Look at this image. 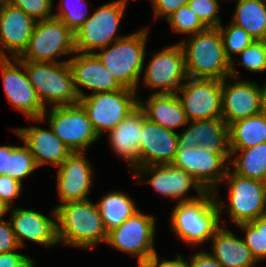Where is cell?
I'll return each mask as SVG.
<instances>
[{
	"instance_id": "obj_6",
	"label": "cell",
	"mask_w": 266,
	"mask_h": 267,
	"mask_svg": "<svg viewBox=\"0 0 266 267\" xmlns=\"http://www.w3.org/2000/svg\"><path fill=\"white\" fill-rule=\"evenodd\" d=\"M138 91L123 87L111 92L85 95L78 103L84 108L98 136L118 126L138 105Z\"/></svg>"
},
{
	"instance_id": "obj_36",
	"label": "cell",
	"mask_w": 266,
	"mask_h": 267,
	"mask_svg": "<svg viewBox=\"0 0 266 267\" xmlns=\"http://www.w3.org/2000/svg\"><path fill=\"white\" fill-rule=\"evenodd\" d=\"M166 20L170 23L172 30L189 36L207 29L188 5L177 9Z\"/></svg>"
},
{
	"instance_id": "obj_18",
	"label": "cell",
	"mask_w": 266,
	"mask_h": 267,
	"mask_svg": "<svg viewBox=\"0 0 266 267\" xmlns=\"http://www.w3.org/2000/svg\"><path fill=\"white\" fill-rule=\"evenodd\" d=\"M232 79L236 81L228 83ZM238 80L232 76L222 80V119L228 126L237 120L260 114L259 85L251 80Z\"/></svg>"
},
{
	"instance_id": "obj_29",
	"label": "cell",
	"mask_w": 266,
	"mask_h": 267,
	"mask_svg": "<svg viewBox=\"0 0 266 267\" xmlns=\"http://www.w3.org/2000/svg\"><path fill=\"white\" fill-rule=\"evenodd\" d=\"M96 204L107 232L120 226L139 211L133 199L120 191L109 192Z\"/></svg>"
},
{
	"instance_id": "obj_3",
	"label": "cell",
	"mask_w": 266,
	"mask_h": 267,
	"mask_svg": "<svg viewBox=\"0 0 266 267\" xmlns=\"http://www.w3.org/2000/svg\"><path fill=\"white\" fill-rule=\"evenodd\" d=\"M179 43L184 53L187 77L222 81L231 76V62L226 57L218 28H207Z\"/></svg>"
},
{
	"instance_id": "obj_40",
	"label": "cell",
	"mask_w": 266,
	"mask_h": 267,
	"mask_svg": "<svg viewBox=\"0 0 266 267\" xmlns=\"http://www.w3.org/2000/svg\"><path fill=\"white\" fill-rule=\"evenodd\" d=\"M23 183L11 178L8 175H0V200L10 208L13 207V201L20 196Z\"/></svg>"
},
{
	"instance_id": "obj_35",
	"label": "cell",
	"mask_w": 266,
	"mask_h": 267,
	"mask_svg": "<svg viewBox=\"0 0 266 267\" xmlns=\"http://www.w3.org/2000/svg\"><path fill=\"white\" fill-rule=\"evenodd\" d=\"M37 169L33 155L27 147L16 146L9 157L7 175L22 183V180Z\"/></svg>"
},
{
	"instance_id": "obj_42",
	"label": "cell",
	"mask_w": 266,
	"mask_h": 267,
	"mask_svg": "<svg viewBox=\"0 0 266 267\" xmlns=\"http://www.w3.org/2000/svg\"><path fill=\"white\" fill-rule=\"evenodd\" d=\"M153 5L154 18L165 17L167 19L177 9L187 5L189 0H150Z\"/></svg>"
},
{
	"instance_id": "obj_5",
	"label": "cell",
	"mask_w": 266,
	"mask_h": 267,
	"mask_svg": "<svg viewBox=\"0 0 266 267\" xmlns=\"http://www.w3.org/2000/svg\"><path fill=\"white\" fill-rule=\"evenodd\" d=\"M23 65L45 109L47 104L53 107L78 103L79 97L67 59L59 62L23 61Z\"/></svg>"
},
{
	"instance_id": "obj_32",
	"label": "cell",
	"mask_w": 266,
	"mask_h": 267,
	"mask_svg": "<svg viewBox=\"0 0 266 267\" xmlns=\"http://www.w3.org/2000/svg\"><path fill=\"white\" fill-rule=\"evenodd\" d=\"M218 29L222 37L226 57L231 62L230 75L233 78H238V71L236 68H234V58L231 56V54H240L255 39L245 29L235 25L232 22L228 27L225 28H223V24H221Z\"/></svg>"
},
{
	"instance_id": "obj_49",
	"label": "cell",
	"mask_w": 266,
	"mask_h": 267,
	"mask_svg": "<svg viewBox=\"0 0 266 267\" xmlns=\"http://www.w3.org/2000/svg\"><path fill=\"white\" fill-rule=\"evenodd\" d=\"M10 207L0 200V220L9 212ZM7 212V213H6Z\"/></svg>"
},
{
	"instance_id": "obj_14",
	"label": "cell",
	"mask_w": 266,
	"mask_h": 267,
	"mask_svg": "<svg viewBox=\"0 0 266 267\" xmlns=\"http://www.w3.org/2000/svg\"><path fill=\"white\" fill-rule=\"evenodd\" d=\"M189 121L222 118V81L187 77L177 90Z\"/></svg>"
},
{
	"instance_id": "obj_20",
	"label": "cell",
	"mask_w": 266,
	"mask_h": 267,
	"mask_svg": "<svg viewBox=\"0 0 266 267\" xmlns=\"http://www.w3.org/2000/svg\"><path fill=\"white\" fill-rule=\"evenodd\" d=\"M9 211L11 213L10 216H12L11 226L21 248L26 240L46 248L58 244L55 208L52 211L53 218L28 209L12 207Z\"/></svg>"
},
{
	"instance_id": "obj_39",
	"label": "cell",
	"mask_w": 266,
	"mask_h": 267,
	"mask_svg": "<svg viewBox=\"0 0 266 267\" xmlns=\"http://www.w3.org/2000/svg\"><path fill=\"white\" fill-rule=\"evenodd\" d=\"M11 5L23 10L35 21H42L54 17L52 0H5Z\"/></svg>"
},
{
	"instance_id": "obj_11",
	"label": "cell",
	"mask_w": 266,
	"mask_h": 267,
	"mask_svg": "<svg viewBox=\"0 0 266 267\" xmlns=\"http://www.w3.org/2000/svg\"><path fill=\"white\" fill-rule=\"evenodd\" d=\"M231 166L224 180H227L229 215L237 225L251 222L266 214V186L263 181L236 174ZM232 170V171H231Z\"/></svg>"
},
{
	"instance_id": "obj_9",
	"label": "cell",
	"mask_w": 266,
	"mask_h": 267,
	"mask_svg": "<svg viewBox=\"0 0 266 267\" xmlns=\"http://www.w3.org/2000/svg\"><path fill=\"white\" fill-rule=\"evenodd\" d=\"M74 32L60 19L36 21L29 45L20 59L31 62H58L55 58L75 54Z\"/></svg>"
},
{
	"instance_id": "obj_27",
	"label": "cell",
	"mask_w": 266,
	"mask_h": 267,
	"mask_svg": "<svg viewBox=\"0 0 266 267\" xmlns=\"http://www.w3.org/2000/svg\"><path fill=\"white\" fill-rule=\"evenodd\" d=\"M211 254L223 267H254L257 263L242 238L220 226L212 237Z\"/></svg>"
},
{
	"instance_id": "obj_19",
	"label": "cell",
	"mask_w": 266,
	"mask_h": 267,
	"mask_svg": "<svg viewBox=\"0 0 266 267\" xmlns=\"http://www.w3.org/2000/svg\"><path fill=\"white\" fill-rule=\"evenodd\" d=\"M84 152H72L58 167L57 191L60 202L87 200L93 185V167Z\"/></svg>"
},
{
	"instance_id": "obj_28",
	"label": "cell",
	"mask_w": 266,
	"mask_h": 267,
	"mask_svg": "<svg viewBox=\"0 0 266 267\" xmlns=\"http://www.w3.org/2000/svg\"><path fill=\"white\" fill-rule=\"evenodd\" d=\"M266 142V116L261 113L229 125V148L241 150Z\"/></svg>"
},
{
	"instance_id": "obj_17",
	"label": "cell",
	"mask_w": 266,
	"mask_h": 267,
	"mask_svg": "<svg viewBox=\"0 0 266 267\" xmlns=\"http://www.w3.org/2000/svg\"><path fill=\"white\" fill-rule=\"evenodd\" d=\"M36 21L20 8L2 0L0 3V58H20L29 45Z\"/></svg>"
},
{
	"instance_id": "obj_30",
	"label": "cell",
	"mask_w": 266,
	"mask_h": 267,
	"mask_svg": "<svg viewBox=\"0 0 266 267\" xmlns=\"http://www.w3.org/2000/svg\"><path fill=\"white\" fill-rule=\"evenodd\" d=\"M235 8L232 23L255 40L266 41V0H237Z\"/></svg>"
},
{
	"instance_id": "obj_4",
	"label": "cell",
	"mask_w": 266,
	"mask_h": 267,
	"mask_svg": "<svg viewBox=\"0 0 266 267\" xmlns=\"http://www.w3.org/2000/svg\"><path fill=\"white\" fill-rule=\"evenodd\" d=\"M148 28L139 30L94 52L104 67L125 88L137 91L144 69Z\"/></svg>"
},
{
	"instance_id": "obj_48",
	"label": "cell",
	"mask_w": 266,
	"mask_h": 267,
	"mask_svg": "<svg viewBox=\"0 0 266 267\" xmlns=\"http://www.w3.org/2000/svg\"><path fill=\"white\" fill-rule=\"evenodd\" d=\"M35 261L29 256H24L15 266L13 267H35Z\"/></svg>"
},
{
	"instance_id": "obj_22",
	"label": "cell",
	"mask_w": 266,
	"mask_h": 267,
	"mask_svg": "<svg viewBox=\"0 0 266 267\" xmlns=\"http://www.w3.org/2000/svg\"><path fill=\"white\" fill-rule=\"evenodd\" d=\"M178 148V133L151 122L143 121L139 149V167L172 164Z\"/></svg>"
},
{
	"instance_id": "obj_37",
	"label": "cell",
	"mask_w": 266,
	"mask_h": 267,
	"mask_svg": "<svg viewBox=\"0 0 266 267\" xmlns=\"http://www.w3.org/2000/svg\"><path fill=\"white\" fill-rule=\"evenodd\" d=\"M240 65L250 72H263L266 70V41L254 40L240 54Z\"/></svg>"
},
{
	"instance_id": "obj_38",
	"label": "cell",
	"mask_w": 266,
	"mask_h": 267,
	"mask_svg": "<svg viewBox=\"0 0 266 267\" xmlns=\"http://www.w3.org/2000/svg\"><path fill=\"white\" fill-rule=\"evenodd\" d=\"M187 5L207 28H218L222 24L217 0H189Z\"/></svg>"
},
{
	"instance_id": "obj_12",
	"label": "cell",
	"mask_w": 266,
	"mask_h": 267,
	"mask_svg": "<svg viewBox=\"0 0 266 267\" xmlns=\"http://www.w3.org/2000/svg\"><path fill=\"white\" fill-rule=\"evenodd\" d=\"M230 158V153H214L202 146L187 145L178 146L172 164L194 177L207 191H216L230 167L227 161Z\"/></svg>"
},
{
	"instance_id": "obj_26",
	"label": "cell",
	"mask_w": 266,
	"mask_h": 267,
	"mask_svg": "<svg viewBox=\"0 0 266 267\" xmlns=\"http://www.w3.org/2000/svg\"><path fill=\"white\" fill-rule=\"evenodd\" d=\"M139 106L151 122L168 130L175 132V128L186 126L189 123L178 93H153L145 102L139 99Z\"/></svg>"
},
{
	"instance_id": "obj_13",
	"label": "cell",
	"mask_w": 266,
	"mask_h": 267,
	"mask_svg": "<svg viewBox=\"0 0 266 267\" xmlns=\"http://www.w3.org/2000/svg\"><path fill=\"white\" fill-rule=\"evenodd\" d=\"M144 86L156 90L154 94H174L187 79L184 53L180 43L157 52L145 68ZM160 88V89H159ZM159 89V90H158Z\"/></svg>"
},
{
	"instance_id": "obj_16",
	"label": "cell",
	"mask_w": 266,
	"mask_h": 267,
	"mask_svg": "<svg viewBox=\"0 0 266 267\" xmlns=\"http://www.w3.org/2000/svg\"><path fill=\"white\" fill-rule=\"evenodd\" d=\"M133 173L135 178L141 180L143 174L146 176L150 173L146 182L160 195L178 199V203L196 200L207 192L194 177L173 164L141 166L132 171ZM191 187L197 191L199 197L185 196Z\"/></svg>"
},
{
	"instance_id": "obj_2",
	"label": "cell",
	"mask_w": 266,
	"mask_h": 267,
	"mask_svg": "<svg viewBox=\"0 0 266 267\" xmlns=\"http://www.w3.org/2000/svg\"><path fill=\"white\" fill-rule=\"evenodd\" d=\"M57 241L83 249L105 242L104 228L97 204L91 200L71 201L56 207Z\"/></svg>"
},
{
	"instance_id": "obj_21",
	"label": "cell",
	"mask_w": 266,
	"mask_h": 267,
	"mask_svg": "<svg viewBox=\"0 0 266 267\" xmlns=\"http://www.w3.org/2000/svg\"><path fill=\"white\" fill-rule=\"evenodd\" d=\"M75 53V56L68 59V63L79 99L86 95L80 86L91 89L93 93L123 88L94 53Z\"/></svg>"
},
{
	"instance_id": "obj_31",
	"label": "cell",
	"mask_w": 266,
	"mask_h": 267,
	"mask_svg": "<svg viewBox=\"0 0 266 267\" xmlns=\"http://www.w3.org/2000/svg\"><path fill=\"white\" fill-rule=\"evenodd\" d=\"M235 153L236 156L232 159ZM230 155L231 165L234 166L232 169L236 174L260 181L264 180L266 176V142L251 148L230 150Z\"/></svg>"
},
{
	"instance_id": "obj_1",
	"label": "cell",
	"mask_w": 266,
	"mask_h": 267,
	"mask_svg": "<svg viewBox=\"0 0 266 267\" xmlns=\"http://www.w3.org/2000/svg\"><path fill=\"white\" fill-rule=\"evenodd\" d=\"M218 197L217 191H207L196 200L177 203L170 219L176 236L188 245L209 241L221 226L220 214L227 206Z\"/></svg>"
},
{
	"instance_id": "obj_24",
	"label": "cell",
	"mask_w": 266,
	"mask_h": 267,
	"mask_svg": "<svg viewBox=\"0 0 266 267\" xmlns=\"http://www.w3.org/2000/svg\"><path fill=\"white\" fill-rule=\"evenodd\" d=\"M187 145L202 146L214 153H230L229 126L222 118L189 121L187 129L178 134V146Z\"/></svg>"
},
{
	"instance_id": "obj_8",
	"label": "cell",
	"mask_w": 266,
	"mask_h": 267,
	"mask_svg": "<svg viewBox=\"0 0 266 267\" xmlns=\"http://www.w3.org/2000/svg\"><path fill=\"white\" fill-rule=\"evenodd\" d=\"M47 113V108L39 119H28L38 122L45 121L52 128L54 134L71 152H85L100 137L93 128L86 111L79 104L53 106ZM48 115V116H46Z\"/></svg>"
},
{
	"instance_id": "obj_7",
	"label": "cell",
	"mask_w": 266,
	"mask_h": 267,
	"mask_svg": "<svg viewBox=\"0 0 266 267\" xmlns=\"http://www.w3.org/2000/svg\"><path fill=\"white\" fill-rule=\"evenodd\" d=\"M128 0H116L99 6L74 33L75 50L80 53H94L118 39V28L123 19Z\"/></svg>"
},
{
	"instance_id": "obj_46",
	"label": "cell",
	"mask_w": 266,
	"mask_h": 267,
	"mask_svg": "<svg viewBox=\"0 0 266 267\" xmlns=\"http://www.w3.org/2000/svg\"><path fill=\"white\" fill-rule=\"evenodd\" d=\"M16 146L11 145H2L0 146V175H7L9 157L11 156V151Z\"/></svg>"
},
{
	"instance_id": "obj_41",
	"label": "cell",
	"mask_w": 266,
	"mask_h": 267,
	"mask_svg": "<svg viewBox=\"0 0 266 267\" xmlns=\"http://www.w3.org/2000/svg\"><path fill=\"white\" fill-rule=\"evenodd\" d=\"M20 249L11 223L0 220V253L13 252Z\"/></svg>"
},
{
	"instance_id": "obj_34",
	"label": "cell",
	"mask_w": 266,
	"mask_h": 267,
	"mask_svg": "<svg viewBox=\"0 0 266 267\" xmlns=\"http://www.w3.org/2000/svg\"><path fill=\"white\" fill-rule=\"evenodd\" d=\"M72 3H76V5ZM78 3L81 6L77 5ZM86 5H88L87 0H61L59 2V12L54 13V17L60 19L75 33L91 16L84 10L88 7Z\"/></svg>"
},
{
	"instance_id": "obj_33",
	"label": "cell",
	"mask_w": 266,
	"mask_h": 267,
	"mask_svg": "<svg viewBox=\"0 0 266 267\" xmlns=\"http://www.w3.org/2000/svg\"><path fill=\"white\" fill-rule=\"evenodd\" d=\"M245 233L242 238L256 261L266 258V214L251 222L237 224Z\"/></svg>"
},
{
	"instance_id": "obj_47",
	"label": "cell",
	"mask_w": 266,
	"mask_h": 267,
	"mask_svg": "<svg viewBox=\"0 0 266 267\" xmlns=\"http://www.w3.org/2000/svg\"><path fill=\"white\" fill-rule=\"evenodd\" d=\"M260 97H261L260 113L266 116V84L260 87Z\"/></svg>"
},
{
	"instance_id": "obj_23",
	"label": "cell",
	"mask_w": 266,
	"mask_h": 267,
	"mask_svg": "<svg viewBox=\"0 0 266 267\" xmlns=\"http://www.w3.org/2000/svg\"><path fill=\"white\" fill-rule=\"evenodd\" d=\"M48 127V129H45L38 126H29L13 129L33 155L37 168L44 164H51L58 168L72 153L56 137L52 128Z\"/></svg>"
},
{
	"instance_id": "obj_15",
	"label": "cell",
	"mask_w": 266,
	"mask_h": 267,
	"mask_svg": "<svg viewBox=\"0 0 266 267\" xmlns=\"http://www.w3.org/2000/svg\"><path fill=\"white\" fill-rule=\"evenodd\" d=\"M14 60L16 64L9 57L0 58L5 95L10 104L28 119L42 118L45 108L29 80L23 61L20 58Z\"/></svg>"
},
{
	"instance_id": "obj_44",
	"label": "cell",
	"mask_w": 266,
	"mask_h": 267,
	"mask_svg": "<svg viewBox=\"0 0 266 267\" xmlns=\"http://www.w3.org/2000/svg\"><path fill=\"white\" fill-rule=\"evenodd\" d=\"M187 263L189 267H223L208 251L195 252Z\"/></svg>"
},
{
	"instance_id": "obj_43",
	"label": "cell",
	"mask_w": 266,
	"mask_h": 267,
	"mask_svg": "<svg viewBox=\"0 0 266 267\" xmlns=\"http://www.w3.org/2000/svg\"><path fill=\"white\" fill-rule=\"evenodd\" d=\"M176 259L167 260L162 258L161 262L157 253L148 258L140 267H189L187 260H184L180 254H177Z\"/></svg>"
},
{
	"instance_id": "obj_45",
	"label": "cell",
	"mask_w": 266,
	"mask_h": 267,
	"mask_svg": "<svg viewBox=\"0 0 266 267\" xmlns=\"http://www.w3.org/2000/svg\"><path fill=\"white\" fill-rule=\"evenodd\" d=\"M25 255L13 252L0 253V267H13L15 266Z\"/></svg>"
},
{
	"instance_id": "obj_50",
	"label": "cell",
	"mask_w": 266,
	"mask_h": 267,
	"mask_svg": "<svg viewBox=\"0 0 266 267\" xmlns=\"http://www.w3.org/2000/svg\"><path fill=\"white\" fill-rule=\"evenodd\" d=\"M263 183H264V185L266 186V176H265V178H264V180H263Z\"/></svg>"
},
{
	"instance_id": "obj_10",
	"label": "cell",
	"mask_w": 266,
	"mask_h": 267,
	"mask_svg": "<svg viewBox=\"0 0 266 267\" xmlns=\"http://www.w3.org/2000/svg\"><path fill=\"white\" fill-rule=\"evenodd\" d=\"M155 221V216L143 214L139 210L120 226L109 231L106 243L120 252L137 256L140 267L156 253Z\"/></svg>"
},
{
	"instance_id": "obj_25",
	"label": "cell",
	"mask_w": 266,
	"mask_h": 267,
	"mask_svg": "<svg viewBox=\"0 0 266 267\" xmlns=\"http://www.w3.org/2000/svg\"><path fill=\"white\" fill-rule=\"evenodd\" d=\"M146 118L144 110L138 105L118 126L108 133L110 147L116 155L128 162L133 171L139 167L142 125Z\"/></svg>"
}]
</instances>
